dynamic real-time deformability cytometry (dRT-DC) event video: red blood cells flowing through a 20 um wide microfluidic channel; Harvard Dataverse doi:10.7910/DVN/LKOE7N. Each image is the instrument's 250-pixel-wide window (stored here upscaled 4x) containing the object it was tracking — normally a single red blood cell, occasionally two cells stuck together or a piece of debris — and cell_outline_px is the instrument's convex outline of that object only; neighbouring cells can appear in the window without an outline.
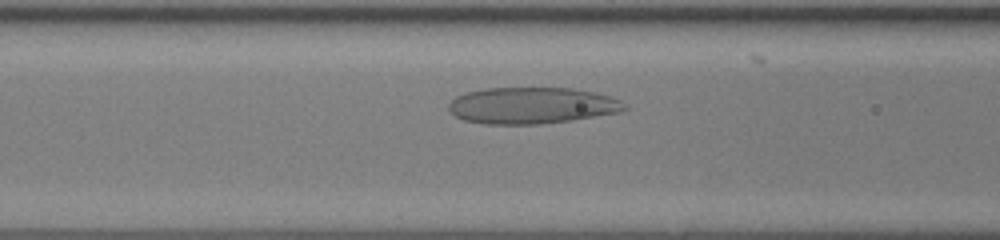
{"species": "human", "species_latin": "Homo sapiens", "temperature_condition": "room temperature", "stored_images_in_passage": 34, "camera_frame_rate_fps": 3000, "um_per_image_px": 0.085, "donor": {"sex": "female"}, "frame": {"image": 1, "passage_image": 11, "time_ms": 3.333, "image_size_px": [1000, 240], "cell_outline_px": [[628, 108], [620, 112], [568, 120], [540, 124], [484, 124], [464, 120], [448, 112], [448, 104], [456, 96], [468, 92], [484, 88], [572, 88], [596, 92], [620, 100], [628, 104]], "centroid_in_image_um": [45.2, 8.96], "position_along_channel_um": 121.4, "area_um2": 37.4}}
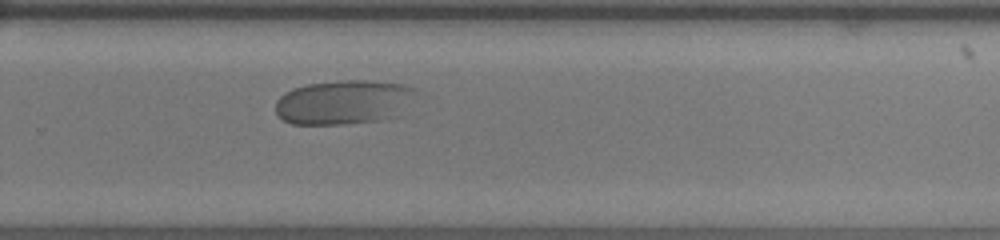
{"frame": {"image": 2, "passage_image": 24, "time_ms": 7.667, "image_size_px": [1000, 240], "cell_outline_px": [[424, 92], [388, 116], [380, 120], [344, 124], [292, 124], [276, 116], [276, 100], [284, 92], [292, 88], [308, 84], [344, 80], [364, 80], [404, 84], [416, 88]], "centroid_in_image_um": [29.18, 8.66], "position_along_channel_um": 300.6, "area_um2": 36.13}}
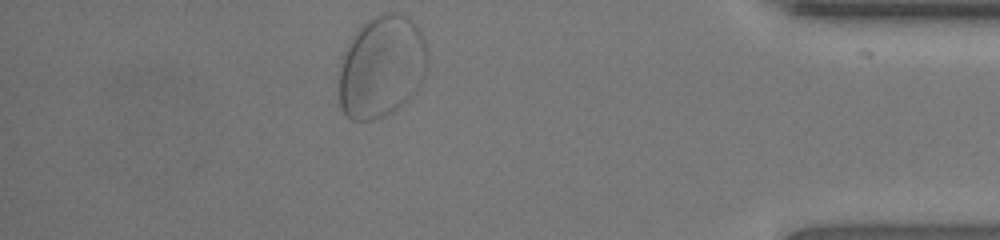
{"frame": {"image": 3, "passage_image": 34, "time_ms": 11.0, "image_size_px": [1000, 240], "cell_outline_px": [[428, 64], [424, 76], [416, 92], [404, 104], [392, 112], [384, 116], [372, 120], [352, 120], [340, 108], [340, 56], [352, 36], [368, 20], [384, 12], [396, 12], [408, 16], [416, 24], [424, 40], [428, 52]], "centroid_in_image_um": [32.45, 5.66], "position_along_channel_um": 402.7, "area_um2": 53.12}}